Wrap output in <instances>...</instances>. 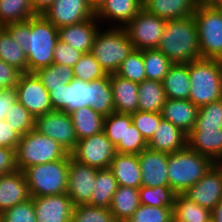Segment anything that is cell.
<instances>
[{
  "mask_svg": "<svg viewBox=\"0 0 222 222\" xmlns=\"http://www.w3.org/2000/svg\"><path fill=\"white\" fill-rule=\"evenodd\" d=\"M3 28L26 53L28 72L34 73L53 63L58 28L42 14L30 17L26 21L7 24Z\"/></svg>",
  "mask_w": 222,
  "mask_h": 222,
  "instance_id": "6da1fadb",
  "label": "cell"
},
{
  "mask_svg": "<svg viewBox=\"0 0 222 222\" xmlns=\"http://www.w3.org/2000/svg\"><path fill=\"white\" fill-rule=\"evenodd\" d=\"M157 49L173 64H188L200 59L198 30L193 16L166 20Z\"/></svg>",
  "mask_w": 222,
  "mask_h": 222,
  "instance_id": "7a4b0ae2",
  "label": "cell"
},
{
  "mask_svg": "<svg viewBox=\"0 0 222 222\" xmlns=\"http://www.w3.org/2000/svg\"><path fill=\"white\" fill-rule=\"evenodd\" d=\"M189 100L198 108L222 99V61L200 58L188 63Z\"/></svg>",
  "mask_w": 222,
  "mask_h": 222,
  "instance_id": "3957f363",
  "label": "cell"
},
{
  "mask_svg": "<svg viewBox=\"0 0 222 222\" xmlns=\"http://www.w3.org/2000/svg\"><path fill=\"white\" fill-rule=\"evenodd\" d=\"M214 165L208 156L186 147L168 154L169 187L175 193H184L199 181Z\"/></svg>",
  "mask_w": 222,
  "mask_h": 222,
  "instance_id": "277c9868",
  "label": "cell"
},
{
  "mask_svg": "<svg viewBox=\"0 0 222 222\" xmlns=\"http://www.w3.org/2000/svg\"><path fill=\"white\" fill-rule=\"evenodd\" d=\"M103 28L96 34L90 53L107 74H112L116 73L134 46L123 28Z\"/></svg>",
  "mask_w": 222,
  "mask_h": 222,
  "instance_id": "5b68a950",
  "label": "cell"
},
{
  "mask_svg": "<svg viewBox=\"0 0 222 222\" xmlns=\"http://www.w3.org/2000/svg\"><path fill=\"white\" fill-rule=\"evenodd\" d=\"M15 150L18 170L23 172L30 166L71 155L58 142L35 129L21 136Z\"/></svg>",
  "mask_w": 222,
  "mask_h": 222,
  "instance_id": "8992f818",
  "label": "cell"
},
{
  "mask_svg": "<svg viewBox=\"0 0 222 222\" xmlns=\"http://www.w3.org/2000/svg\"><path fill=\"white\" fill-rule=\"evenodd\" d=\"M68 172L69 158L28 167L24 173L31 197L66 193Z\"/></svg>",
  "mask_w": 222,
  "mask_h": 222,
  "instance_id": "52a82bcc",
  "label": "cell"
},
{
  "mask_svg": "<svg viewBox=\"0 0 222 222\" xmlns=\"http://www.w3.org/2000/svg\"><path fill=\"white\" fill-rule=\"evenodd\" d=\"M195 19L201 58L222 61V14L218 8L198 4Z\"/></svg>",
  "mask_w": 222,
  "mask_h": 222,
  "instance_id": "ba28073f",
  "label": "cell"
},
{
  "mask_svg": "<svg viewBox=\"0 0 222 222\" xmlns=\"http://www.w3.org/2000/svg\"><path fill=\"white\" fill-rule=\"evenodd\" d=\"M165 24L166 20L146 12L142 8L123 29L134 49H157L165 30Z\"/></svg>",
  "mask_w": 222,
  "mask_h": 222,
  "instance_id": "9c48e42d",
  "label": "cell"
},
{
  "mask_svg": "<svg viewBox=\"0 0 222 222\" xmlns=\"http://www.w3.org/2000/svg\"><path fill=\"white\" fill-rule=\"evenodd\" d=\"M116 154L115 146L102 131L78 140L71 157L96 169H108Z\"/></svg>",
  "mask_w": 222,
  "mask_h": 222,
  "instance_id": "30bf717a",
  "label": "cell"
},
{
  "mask_svg": "<svg viewBox=\"0 0 222 222\" xmlns=\"http://www.w3.org/2000/svg\"><path fill=\"white\" fill-rule=\"evenodd\" d=\"M35 130L44 134L71 154L78 142L69 113L52 110L35 118Z\"/></svg>",
  "mask_w": 222,
  "mask_h": 222,
  "instance_id": "8fae6325",
  "label": "cell"
},
{
  "mask_svg": "<svg viewBox=\"0 0 222 222\" xmlns=\"http://www.w3.org/2000/svg\"><path fill=\"white\" fill-rule=\"evenodd\" d=\"M15 89L17 100L34 118L52 111L49 92L35 73H21Z\"/></svg>",
  "mask_w": 222,
  "mask_h": 222,
  "instance_id": "7c38bea8",
  "label": "cell"
},
{
  "mask_svg": "<svg viewBox=\"0 0 222 222\" xmlns=\"http://www.w3.org/2000/svg\"><path fill=\"white\" fill-rule=\"evenodd\" d=\"M98 170L77 162L70 155L66 193L71 198L74 207L90 203Z\"/></svg>",
  "mask_w": 222,
  "mask_h": 222,
  "instance_id": "4fadbf2b",
  "label": "cell"
},
{
  "mask_svg": "<svg viewBox=\"0 0 222 222\" xmlns=\"http://www.w3.org/2000/svg\"><path fill=\"white\" fill-rule=\"evenodd\" d=\"M42 15L59 29L90 19L95 11L87 0H55Z\"/></svg>",
  "mask_w": 222,
  "mask_h": 222,
  "instance_id": "5bb4252c",
  "label": "cell"
},
{
  "mask_svg": "<svg viewBox=\"0 0 222 222\" xmlns=\"http://www.w3.org/2000/svg\"><path fill=\"white\" fill-rule=\"evenodd\" d=\"M193 202L210 211L222 199V177L215 165L184 193Z\"/></svg>",
  "mask_w": 222,
  "mask_h": 222,
  "instance_id": "9a60e30c",
  "label": "cell"
},
{
  "mask_svg": "<svg viewBox=\"0 0 222 222\" xmlns=\"http://www.w3.org/2000/svg\"><path fill=\"white\" fill-rule=\"evenodd\" d=\"M142 186H169L168 153L144 149L138 154Z\"/></svg>",
  "mask_w": 222,
  "mask_h": 222,
  "instance_id": "2e32d148",
  "label": "cell"
},
{
  "mask_svg": "<svg viewBox=\"0 0 222 222\" xmlns=\"http://www.w3.org/2000/svg\"><path fill=\"white\" fill-rule=\"evenodd\" d=\"M37 222H71L73 203L67 193L31 197Z\"/></svg>",
  "mask_w": 222,
  "mask_h": 222,
  "instance_id": "e0dca14e",
  "label": "cell"
},
{
  "mask_svg": "<svg viewBox=\"0 0 222 222\" xmlns=\"http://www.w3.org/2000/svg\"><path fill=\"white\" fill-rule=\"evenodd\" d=\"M100 25L94 15L84 22L59 28L58 39L82 53H88L91 51L96 34L102 28Z\"/></svg>",
  "mask_w": 222,
  "mask_h": 222,
  "instance_id": "ac0fdd59",
  "label": "cell"
},
{
  "mask_svg": "<svg viewBox=\"0 0 222 222\" xmlns=\"http://www.w3.org/2000/svg\"><path fill=\"white\" fill-rule=\"evenodd\" d=\"M142 9V0H105L96 10L100 22H111L112 27L123 28Z\"/></svg>",
  "mask_w": 222,
  "mask_h": 222,
  "instance_id": "d6986e66",
  "label": "cell"
},
{
  "mask_svg": "<svg viewBox=\"0 0 222 222\" xmlns=\"http://www.w3.org/2000/svg\"><path fill=\"white\" fill-rule=\"evenodd\" d=\"M31 198L23 171L0 175V214Z\"/></svg>",
  "mask_w": 222,
  "mask_h": 222,
  "instance_id": "ffe728a7",
  "label": "cell"
},
{
  "mask_svg": "<svg viewBox=\"0 0 222 222\" xmlns=\"http://www.w3.org/2000/svg\"><path fill=\"white\" fill-rule=\"evenodd\" d=\"M187 147V134L180 128L162 119L154 135L147 143V148L153 151L173 153Z\"/></svg>",
  "mask_w": 222,
  "mask_h": 222,
  "instance_id": "44dd1931",
  "label": "cell"
},
{
  "mask_svg": "<svg viewBox=\"0 0 222 222\" xmlns=\"http://www.w3.org/2000/svg\"><path fill=\"white\" fill-rule=\"evenodd\" d=\"M199 0H142V8L164 20L193 16Z\"/></svg>",
  "mask_w": 222,
  "mask_h": 222,
  "instance_id": "7402d4cb",
  "label": "cell"
},
{
  "mask_svg": "<svg viewBox=\"0 0 222 222\" xmlns=\"http://www.w3.org/2000/svg\"><path fill=\"white\" fill-rule=\"evenodd\" d=\"M198 107L190 100L167 99L161 114L162 118L188 134L195 126Z\"/></svg>",
  "mask_w": 222,
  "mask_h": 222,
  "instance_id": "603a6c76",
  "label": "cell"
},
{
  "mask_svg": "<svg viewBox=\"0 0 222 222\" xmlns=\"http://www.w3.org/2000/svg\"><path fill=\"white\" fill-rule=\"evenodd\" d=\"M114 109L117 113L133 114L138 111L139 84L110 74Z\"/></svg>",
  "mask_w": 222,
  "mask_h": 222,
  "instance_id": "cb8c5ba5",
  "label": "cell"
},
{
  "mask_svg": "<svg viewBox=\"0 0 222 222\" xmlns=\"http://www.w3.org/2000/svg\"><path fill=\"white\" fill-rule=\"evenodd\" d=\"M108 169L114 175L118 186L136 189L142 186L138 155L116 152Z\"/></svg>",
  "mask_w": 222,
  "mask_h": 222,
  "instance_id": "d4e9b609",
  "label": "cell"
},
{
  "mask_svg": "<svg viewBox=\"0 0 222 222\" xmlns=\"http://www.w3.org/2000/svg\"><path fill=\"white\" fill-rule=\"evenodd\" d=\"M187 147L213 161L222 158V129H192L187 134Z\"/></svg>",
  "mask_w": 222,
  "mask_h": 222,
  "instance_id": "484cf974",
  "label": "cell"
},
{
  "mask_svg": "<svg viewBox=\"0 0 222 222\" xmlns=\"http://www.w3.org/2000/svg\"><path fill=\"white\" fill-rule=\"evenodd\" d=\"M162 84L167 99L189 100L191 83L188 64H173Z\"/></svg>",
  "mask_w": 222,
  "mask_h": 222,
  "instance_id": "4316f807",
  "label": "cell"
},
{
  "mask_svg": "<svg viewBox=\"0 0 222 222\" xmlns=\"http://www.w3.org/2000/svg\"><path fill=\"white\" fill-rule=\"evenodd\" d=\"M139 206V189L118 186L117 191L112 196L109 209L116 221L126 222L133 216Z\"/></svg>",
  "mask_w": 222,
  "mask_h": 222,
  "instance_id": "83f0119b",
  "label": "cell"
},
{
  "mask_svg": "<svg viewBox=\"0 0 222 222\" xmlns=\"http://www.w3.org/2000/svg\"><path fill=\"white\" fill-rule=\"evenodd\" d=\"M89 106L106 117L115 111L110 74L88 83Z\"/></svg>",
  "mask_w": 222,
  "mask_h": 222,
  "instance_id": "f1b7e54d",
  "label": "cell"
},
{
  "mask_svg": "<svg viewBox=\"0 0 222 222\" xmlns=\"http://www.w3.org/2000/svg\"><path fill=\"white\" fill-rule=\"evenodd\" d=\"M69 115L78 140L103 131L104 116L90 106L78 108L70 112Z\"/></svg>",
  "mask_w": 222,
  "mask_h": 222,
  "instance_id": "f546056e",
  "label": "cell"
},
{
  "mask_svg": "<svg viewBox=\"0 0 222 222\" xmlns=\"http://www.w3.org/2000/svg\"><path fill=\"white\" fill-rule=\"evenodd\" d=\"M166 100L167 98L161 81L146 79L139 84V111L161 113Z\"/></svg>",
  "mask_w": 222,
  "mask_h": 222,
  "instance_id": "4dcf8cb0",
  "label": "cell"
},
{
  "mask_svg": "<svg viewBox=\"0 0 222 222\" xmlns=\"http://www.w3.org/2000/svg\"><path fill=\"white\" fill-rule=\"evenodd\" d=\"M211 211L193 202L183 193H177L173 207L174 222H210Z\"/></svg>",
  "mask_w": 222,
  "mask_h": 222,
  "instance_id": "1f68e13d",
  "label": "cell"
},
{
  "mask_svg": "<svg viewBox=\"0 0 222 222\" xmlns=\"http://www.w3.org/2000/svg\"><path fill=\"white\" fill-rule=\"evenodd\" d=\"M90 206L110 208L112 196L117 191V181L109 169L97 171Z\"/></svg>",
  "mask_w": 222,
  "mask_h": 222,
  "instance_id": "d6a6232c",
  "label": "cell"
},
{
  "mask_svg": "<svg viewBox=\"0 0 222 222\" xmlns=\"http://www.w3.org/2000/svg\"><path fill=\"white\" fill-rule=\"evenodd\" d=\"M0 59L21 73L28 72L26 53L4 28L0 30Z\"/></svg>",
  "mask_w": 222,
  "mask_h": 222,
  "instance_id": "836d02e7",
  "label": "cell"
},
{
  "mask_svg": "<svg viewBox=\"0 0 222 222\" xmlns=\"http://www.w3.org/2000/svg\"><path fill=\"white\" fill-rule=\"evenodd\" d=\"M37 15L31 0H0V24L26 21Z\"/></svg>",
  "mask_w": 222,
  "mask_h": 222,
  "instance_id": "e575fe53",
  "label": "cell"
},
{
  "mask_svg": "<svg viewBox=\"0 0 222 222\" xmlns=\"http://www.w3.org/2000/svg\"><path fill=\"white\" fill-rule=\"evenodd\" d=\"M47 91L70 84L74 78L73 67L52 63L34 72Z\"/></svg>",
  "mask_w": 222,
  "mask_h": 222,
  "instance_id": "d590c367",
  "label": "cell"
},
{
  "mask_svg": "<svg viewBox=\"0 0 222 222\" xmlns=\"http://www.w3.org/2000/svg\"><path fill=\"white\" fill-rule=\"evenodd\" d=\"M147 80L163 81L173 63L158 49L143 50Z\"/></svg>",
  "mask_w": 222,
  "mask_h": 222,
  "instance_id": "8d00e7d4",
  "label": "cell"
},
{
  "mask_svg": "<svg viewBox=\"0 0 222 222\" xmlns=\"http://www.w3.org/2000/svg\"><path fill=\"white\" fill-rule=\"evenodd\" d=\"M176 194L169 186L139 188L140 204L154 207L173 208Z\"/></svg>",
  "mask_w": 222,
  "mask_h": 222,
  "instance_id": "74e56055",
  "label": "cell"
},
{
  "mask_svg": "<svg viewBox=\"0 0 222 222\" xmlns=\"http://www.w3.org/2000/svg\"><path fill=\"white\" fill-rule=\"evenodd\" d=\"M143 60V50L133 49L127 58L120 64L116 75L121 78L140 84L146 80Z\"/></svg>",
  "mask_w": 222,
  "mask_h": 222,
  "instance_id": "f35d334b",
  "label": "cell"
},
{
  "mask_svg": "<svg viewBox=\"0 0 222 222\" xmlns=\"http://www.w3.org/2000/svg\"><path fill=\"white\" fill-rule=\"evenodd\" d=\"M85 106H89L88 83L74 79L70 84H65L64 111L70 113Z\"/></svg>",
  "mask_w": 222,
  "mask_h": 222,
  "instance_id": "ab89813d",
  "label": "cell"
},
{
  "mask_svg": "<svg viewBox=\"0 0 222 222\" xmlns=\"http://www.w3.org/2000/svg\"><path fill=\"white\" fill-rule=\"evenodd\" d=\"M193 129H222V99L198 108Z\"/></svg>",
  "mask_w": 222,
  "mask_h": 222,
  "instance_id": "60d3db41",
  "label": "cell"
},
{
  "mask_svg": "<svg viewBox=\"0 0 222 222\" xmlns=\"http://www.w3.org/2000/svg\"><path fill=\"white\" fill-rule=\"evenodd\" d=\"M74 78L89 83L107 75L96 58L90 53H84L74 65Z\"/></svg>",
  "mask_w": 222,
  "mask_h": 222,
  "instance_id": "b9f144b4",
  "label": "cell"
},
{
  "mask_svg": "<svg viewBox=\"0 0 222 222\" xmlns=\"http://www.w3.org/2000/svg\"><path fill=\"white\" fill-rule=\"evenodd\" d=\"M5 120L9 122L12 129L21 136L30 132L35 127V118L18 100L14 102L10 110L7 111Z\"/></svg>",
  "mask_w": 222,
  "mask_h": 222,
  "instance_id": "7bdbcfd3",
  "label": "cell"
},
{
  "mask_svg": "<svg viewBox=\"0 0 222 222\" xmlns=\"http://www.w3.org/2000/svg\"><path fill=\"white\" fill-rule=\"evenodd\" d=\"M125 123H132L131 114L114 111L104 117L103 132L114 146L124 143Z\"/></svg>",
  "mask_w": 222,
  "mask_h": 222,
  "instance_id": "ee69618b",
  "label": "cell"
},
{
  "mask_svg": "<svg viewBox=\"0 0 222 222\" xmlns=\"http://www.w3.org/2000/svg\"><path fill=\"white\" fill-rule=\"evenodd\" d=\"M71 222H117L109 208L78 205L73 208Z\"/></svg>",
  "mask_w": 222,
  "mask_h": 222,
  "instance_id": "f6af8a7d",
  "label": "cell"
},
{
  "mask_svg": "<svg viewBox=\"0 0 222 222\" xmlns=\"http://www.w3.org/2000/svg\"><path fill=\"white\" fill-rule=\"evenodd\" d=\"M173 208L142 205L126 222H172Z\"/></svg>",
  "mask_w": 222,
  "mask_h": 222,
  "instance_id": "bcb514c9",
  "label": "cell"
},
{
  "mask_svg": "<svg viewBox=\"0 0 222 222\" xmlns=\"http://www.w3.org/2000/svg\"><path fill=\"white\" fill-rule=\"evenodd\" d=\"M132 124L140 131L148 143L159 127L162 118L160 112L137 111L131 114Z\"/></svg>",
  "mask_w": 222,
  "mask_h": 222,
  "instance_id": "7dc6e473",
  "label": "cell"
},
{
  "mask_svg": "<svg viewBox=\"0 0 222 222\" xmlns=\"http://www.w3.org/2000/svg\"><path fill=\"white\" fill-rule=\"evenodd\" d=\"M146 148L147 142L140 131L132 123H125L124 143L115 146L116 152L138 155Z\"/></svg>",
  "mask_w": 222,
  "mask_h": 222,
  "instance_id": "c3c4849f",
  "label": "cell"
},
{
  "mask_svg": "<svg viewBox=\"0 0 222 222\" xmlns=\"http://www.w3.org/2000/svg\"><path fill=\"white\" fill-rule=\"evenodd\" d=\"M0 222H37L33 200L17 204L0 214Z\"/></svg>",
  "mask_w": 222,
  "mask_h": 222,
  "instance_id": "681fc988",
  "label": "cell"
},
{
  "mask_svg": "<svg viewBox=\"0 0 222 222\" xmlns=\"http://www.w3.org/2000/svg\"><path fill=\"white\" fill-rule=\"evenodd\" d=\"M83 54L81 51L58 39L53 53V63L74 67Z\"/></svg>",
  "mask_w": 222,
  "mask_h": 222,
  "instance_id": "f907efd6",
  "label": "cell"
},
{
  "mask_svg": "<svg viewBox=\"0 0 222 222\" xmlns=\"http://www.w3.org/2000/svg\"><path fill=\"white\" fill-rule=\"evenodd\" d=\"M21 72L0 59V90L15 88Z\"/></svg>",
  "mask_w": 222,
  "mask_h": 222,
  "instance_id": "816d5d0a",
  "label": "cell"
},
{
  "mask_svg": "<svg viewBox=\"0 0 222 222\" xmlns=\"http://www.w3.org/2000/svg\"><path fill=\"white\" fill-rule=\"evenodd\" d=\"M21 135L6 120L0 121V147L16 149Z\"/></svg>",
  "mask_w": 222,
  "mask_h": 222,
  "instance_id": "f5cc1de1",
  "label": "cell"
},
{
  "mask_svg": "<svg viewBox=\"0 0 222 222\" xmlns=\"http://www.w3.org/2000/svg\"><path fill=\"white\" fill-rule=\"evenodd\" d=\"M18 171L16 163V150L0 147V175H6Z\"/></svg>",
  "mask_w": 222,
  "mask_h": 222,
  "instance_id": "db71d44e",
  "label": "cell"
},
{
  "mask_svg": "<svg viewBox=\"0 0 222 222\" xmlns=\"http://www.w3.org/2000/svg\"><path fill=\"white\" fill-rule=\"evenodd\" d=\"M16 101L17 93L15 88L0 90V121L5 120L7 111Z\"/></svg>",
  "mask_w": 222,
  "mask_h": 222,
  "instance_id": "11a10c76",
  "label": "cell"
},
{
  "mask_svg": "<svg viewBox=\"0 0 222 222\" xmlns=\"http://www.w3.org/2000/svg\"><path fill=\"white\" fill-rule=\"evenodd\" d=\"M65 85L49 91L52 110L64 111Z\"/></svg>",
  "mask_w": 222,
  "mask_h": 222,
  "instance_id": "9f6ffc18",
  "label": "cell"
},
{
  "mask_svg": "<svg viewBox=\"0 0 222 222\" xmlns=\"http://www.w3.org/2000/svg\"><path fill=\"white\" fill-rule=\"evenodd\" d=\"M55 0H31L36 14H42L46 11Z\"/></svg>",
  "mask_w": 222,
  "mask_h": 222,
  "instance_id": "6f0895ef",
  "label": "cell"
},
{
  "mask_svg": "<svg viewBox=\"0 0 222 222\" xmlns=\"http://www.w3.org/2000/svg\"><path fill=\"white\" fill-rule=\"evenodd\" d=\"M211 222H222V199L211 210Z\"/></svg>",
  "mask_w": 222,
  "mask_h": 222,
  "instance_id": "680465c9",
  "label": "cell"
},
{
  "mask_svg": "<svg viewBox=\"0 0 222 222\" xmlns=\"http://www.w3.org/2000/svg\"><path fill=\"white\" fill-rule=\"evenodd\" d=\"M199 3L211 8H218L222 5V0H199Z\"/></svg>",
  "mask_w": 222,
  "mask_h": 222,
  "instance_id": "91938a15",
  "label": "cell"
},
{
  "mask_svg": "<svg viewBox=\"0 0 222 222\" xmlns=\"http://www.w3.org/2000/svg\"><path fill=\"white\" fill-rule=\"evenodd\" d=\"M105 0H87L88 4L94 9V11L104 2Z\"/></svg>",
  "mask_w": 222,
  "mask_h": 222,
  "instance_id": "94428289",
  "label": "cell"
},
{
  "mask_svg": "<svg viewBox=\"0 0 222 222\" xmlns=\"http://www.w3.org/2000/svg\"><path fill=\"white\" fill-rule=\"evenodd\" d=\"M214 165L217 167L222 177V158L215 160Z\"/></svg>",
  "mask_w": 222,
  "mask_h": 222,
  "instance_id": "6125c7cd",
  "label": "cell"
},
{
  "mask_svg": "<svg viewBox=\"0 0 222 222\" xmlns=\"http://www.w3.org/2000/svg\"><path fill=\"white\" fill-rule=\"evenodd\" d=\"M218 9H219V11H220L221 14H222V5H220V6L218 7Z\"/></svg>",
  "mask_w": 222,
  "mask_h": 222,
  "instance_id": "be15d7a7",
  "label": "cell"
}]
</instances>
